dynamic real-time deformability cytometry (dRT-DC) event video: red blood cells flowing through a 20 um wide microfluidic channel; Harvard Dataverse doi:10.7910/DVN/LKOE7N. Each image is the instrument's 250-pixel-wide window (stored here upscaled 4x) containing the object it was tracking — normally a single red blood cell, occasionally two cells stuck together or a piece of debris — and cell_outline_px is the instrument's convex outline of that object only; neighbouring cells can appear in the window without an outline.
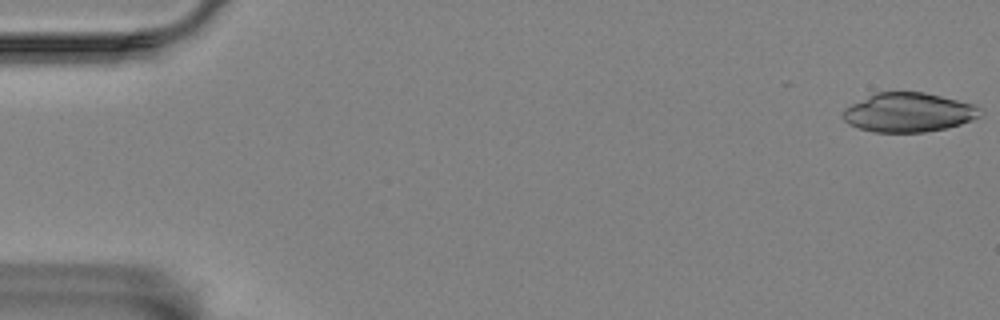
{"species": "Egyptian fruit bat (a non-hibernating species)", "species_latin": "Rousettus aegyptiacus", "temperature_condition": "room temperature", "stored_images_in_passage": 16, "camera_frame_rate_fps": 3000, "um_per_image_px": 0.085, "animal": {"sex": "female"}, "frame": {"image": 1, "passage_image": 1, "time_ms": 0.0, "image_size_px": [1000, 320], "cell_outline_px": [[980, 116], [972, 120], [960, 124], [944, 128], [924, 132], [872, 132], [860, 128], [844, 120], [844, 108], [876, 92], [924, 92], [972, 104], [976, 108]], "centroid_in_image_um": [77.19, 9.56], "position_along_channel_um": 7.8, "area_um2": 30.63}}
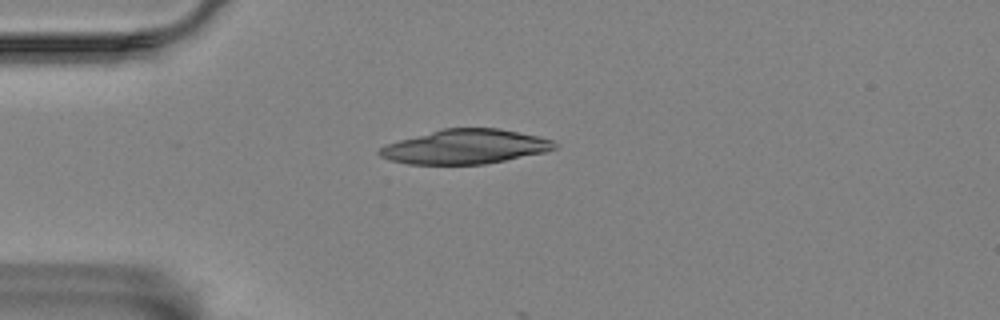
{"frame": {"image": 2, "passage_image": 15, "time_ms": 4.667, "image_size_px": [1000, 320], "cell_outline_px": [[556, 148], [544, 152], [484, 164], [408, 164], [388, 160], [380, 156], [376, 152], [380, 148], [388, 144], [400, 140], [444, 128], [496, 128], [536, 136], [552, 140], [556, 144]], "centroid_in_image_um": [39.5, 12.48], "position_along_channel_um": 45.5, "area_um2": 34.56}}